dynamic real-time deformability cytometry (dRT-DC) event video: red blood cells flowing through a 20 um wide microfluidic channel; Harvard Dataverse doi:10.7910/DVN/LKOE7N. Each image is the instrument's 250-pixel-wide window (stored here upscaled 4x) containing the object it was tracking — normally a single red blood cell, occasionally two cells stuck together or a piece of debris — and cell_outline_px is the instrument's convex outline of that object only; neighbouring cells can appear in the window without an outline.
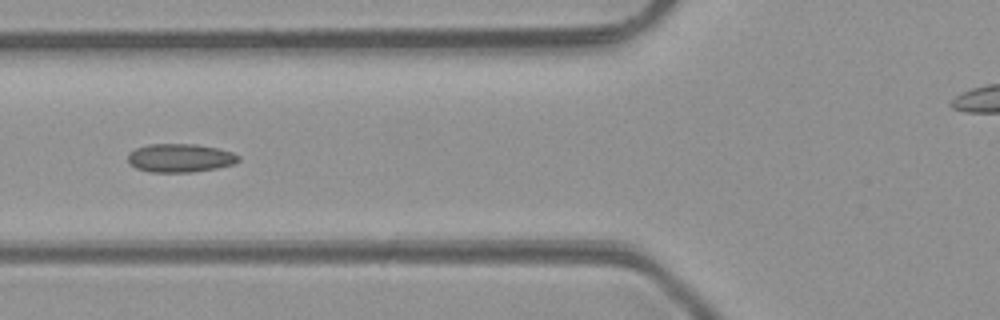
{"species": "common noctule bat (a hibernating species)", "species_latin": "Nyctalus noctula", "temperature_condition": "room temperature", "stored_images_in_passage": 6, "camera_frame_rate_fps": 3000, "um_per_image_px": 0.085, "animal": {"sex": "male", "body_mass_g": 23.1, "forearm_length_mm": 52.7}, "frame": {"image": 1, "passage_image": 5, "time_ms": 4.667, "image_size_px": [1000, 320], "cell_outline_px": [[240, 160], [232, 164], [216, 168], [192, 172], [152, 172], [136, 168], [128, 164], [128, 152], [136, 148], [148, 144], [196, 144], [216, 148], [232, 152], [240, 156]], "centroid_in_image_um": [15.28, 13.42], "position_along_channel_um": 110.5, "area_um2": 18.38}}
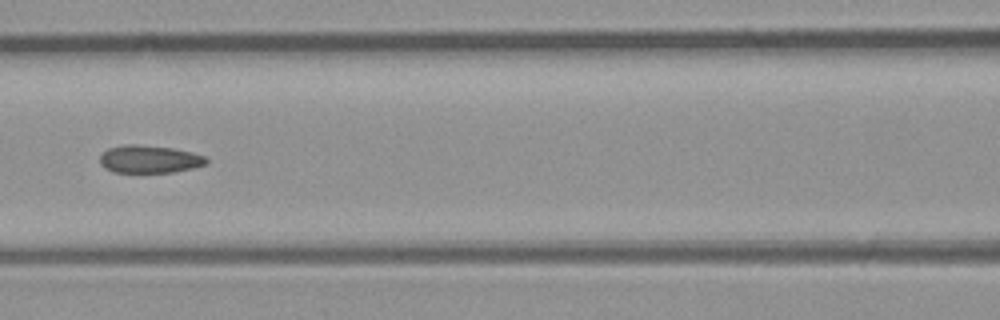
{"frame": {"image": 2, "passage_image": 6, "time_ms": 5.667, "image_size_px": [1000, 320], "cell_outline_px": [[208, 164], [192, 168], [172, 172], [112, 172], [104, 168], [100, 164], [100, 156], [108, 148], [124, 144], [136, 144], [172, 148], [192, 152], [204, 156], [208, 160]], "centroid_in_image_um": [12.68, 13.53], "position_along_channel_um": 153.9, "area_um2": 17.22}}